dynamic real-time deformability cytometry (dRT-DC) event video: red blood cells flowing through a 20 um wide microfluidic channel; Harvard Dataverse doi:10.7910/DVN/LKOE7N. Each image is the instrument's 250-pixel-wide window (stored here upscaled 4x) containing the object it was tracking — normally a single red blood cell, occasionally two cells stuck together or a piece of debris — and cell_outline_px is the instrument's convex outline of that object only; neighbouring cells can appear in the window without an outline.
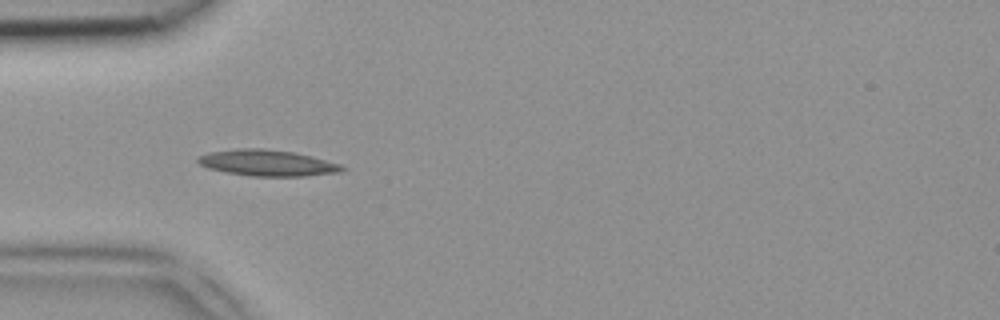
{"species": "common noctule bat (a hibernating species)", "species_latin": "Nyctalus noctula", "temperature_condition": "room temperature", "stored_images_in_passage": 6, "camera_frame_rate_fps": 3000, "um_per_image_px": 0.085, "animal": {"sex": "female", "body_mass_g": 18.4}, "frame": {"image": 1, "passage_image": 1, "time_ms": 0.0, "image_size_px": [1000, 320], "cell_outline_px": [[348, 168], [340, 172], [304, 176], [252, 176], [228, 172], [208, 168], [200, 164], [196, 160], [196, 156], [212, 152], [240, 148], [264, 148], [296, 152], [312, 156], [340, 164]], "centroid_in_image_um": [22.75, 13.84], "position_along_channel_um": 62.2, "area_um2": 21.96}}